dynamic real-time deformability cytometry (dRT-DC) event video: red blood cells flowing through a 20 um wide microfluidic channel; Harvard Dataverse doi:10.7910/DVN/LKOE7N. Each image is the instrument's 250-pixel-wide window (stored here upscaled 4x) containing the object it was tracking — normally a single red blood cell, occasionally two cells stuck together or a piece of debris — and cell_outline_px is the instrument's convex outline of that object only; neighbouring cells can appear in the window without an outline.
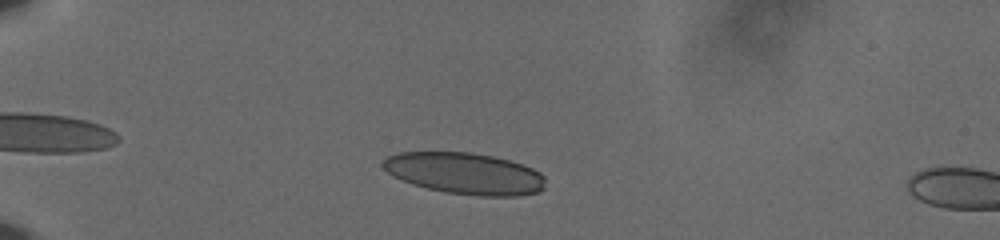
{"species": "human", "species_latin": "Homo sapiens", "temperature_condition": "cold", "stored_images_in_passage": 44, "camera_frame_rate_fps": 3000, "um_per_image_px": 0.085, "donor": {"sex": "male"}, "frame": {"image": 1, "passage_image": 8, "time_ms": 2.333, "image_size_px": [1000, 240], "cell_outline_px": [[544, 188], [540, 192], [520, 196], [480, 196], [444, 192], [412, 184], [392, 176], [384, 168], [384, 160], [388, 156], [396, 152], [468, 152], [492, 156], [508, 160], [532, 168], [540, 172], [544, 176]], "centroid_in_image_um": [39.52, 14.75], "position_along_channel_um": 45.5, "area_um2": 39.25}}
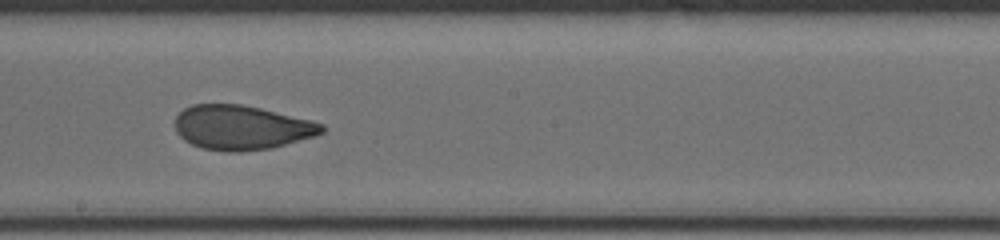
{"frame": {"image": 2, "passage_image": 27, "time_ms": 8.667, "image_size_px": [1000, 240], "cell_outline_px": [[324, 132], [316, 136], [272, 148], [240, 152], [228, 152], [200, 148], [184, 140], [176, 132], [176, 116], [184, 108], [192, 104], [240, 104], [260, 108], [312, 120], [324, 124]], "centroid_in_image_um": [20.54, 10.84], "position_along_channel_um": 227.7, "area_um2": 38.21}}
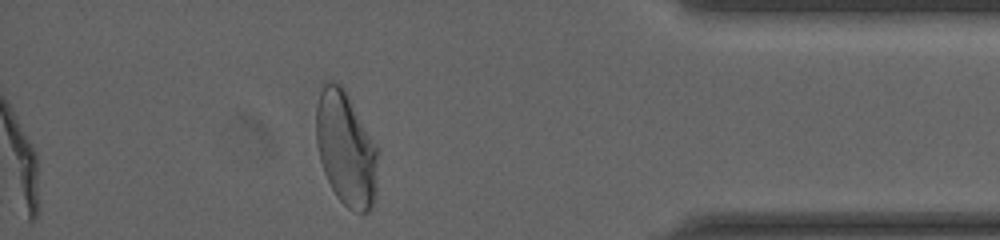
{"frame": {"image": 3, "passage_image": 44, "time_ms": 14.333, "image_size_px": [1000, 240], "cell_outline_px": [[380, 152], [376, 188], [372, 208], [368, 212], [356, 212], [348, 208], [336, 196], [324, 172], [320, 160], [316, 144], [316, 104], [324, 80], [332, 80], [340, 84], [344, 88], [380, 148]], "centroid_in_image_um": [29.43, 12.61], "position_along_channel_um": 405.8, "area_um2": 42.02}, "authors_computed_cell_mechanics": {"area_um2": 38.726, "velocity_mm_per_s": 3.6172, "shape_relaxation_time_tau1_ms": 6.8229, "shape_relaxation_time_tau2_ms": 0.9012, "deformation_change_tau1": 0.1604, "deformation_change_tau2": 0.0572}}